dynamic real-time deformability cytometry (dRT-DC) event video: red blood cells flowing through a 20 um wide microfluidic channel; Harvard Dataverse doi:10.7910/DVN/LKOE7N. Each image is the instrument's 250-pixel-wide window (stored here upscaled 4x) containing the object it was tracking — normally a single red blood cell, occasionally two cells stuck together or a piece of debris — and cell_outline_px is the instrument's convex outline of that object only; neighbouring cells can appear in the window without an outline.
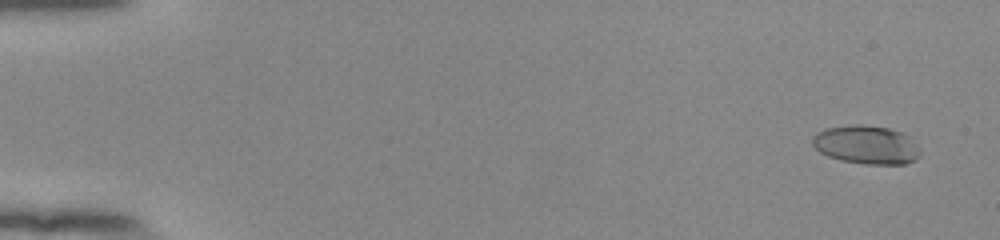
{"species": "human", "species_latin": "Homo sapiens", "temperature_condition": "room temperature", "stored_images_in_passage": 52, "camera_frame_rate_fps": 3000, "um_per_image_px": 0.085, "donor": {"sex": "female"}, "frame": {"image": 1, "passage_image": 4, "time_ms": 1.0, "image_size_px": [1000, 240], "cell_outline_px": [[920, 156], [916, 160], [904, 164], [864, 164], [840, 160], [828, 156], [820, 152], [812, 144], [812, 136], [816, 132], [824, 128], [856, 124], [860, 124], [888, 128], [904, 132], [920, 148]], "centroid_in_image_um": [73.64, 12.3], "position_along_channel_um": 11.4, "area_um2": 24.45}}
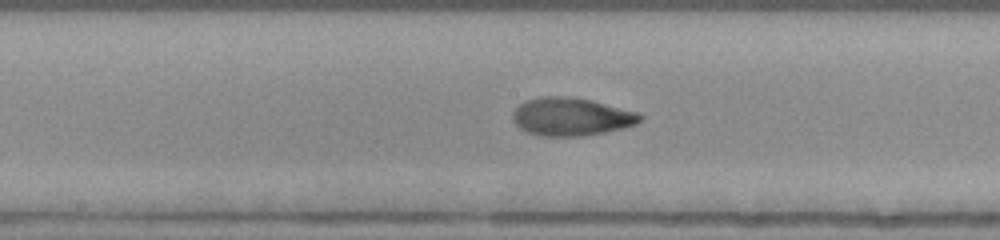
{"frame": {"image": 2, "passage_image": 31, "time_ms": 10.0, "image_size_px": [1000, 240], "cell_outline_px": [[644, 116], [636, 124], [604, 132], [580, 136], [540, 136], [528, 132], [520, 128], [512, 120], [512, 112], [524, 100], [544, 96], [568, 96], [592, 100], [640, 112]], "centroid_in_image_um": [48.55, 9.9], "position_along_channel_um": 199.7, "area_um2": 28.32}}
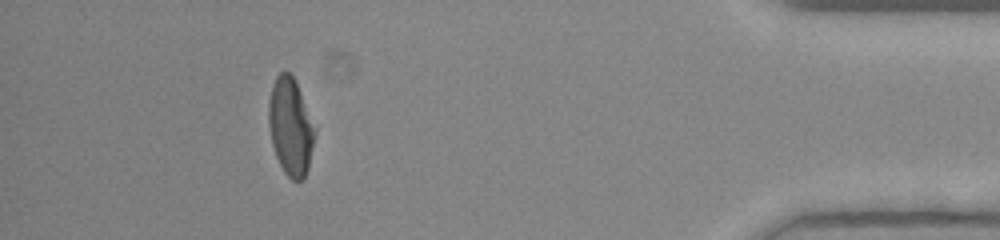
{"frame": {"image": 3, "passage_image": 51, "time_ms": 16.667, "image_size_px": [1000, 240], "cell_outline_px": [[316, 132], [308, 168], [304, 180], [292, 180], [284, 172], [276, 156], [272, 144], [268, 124], [268, 100], [272, 84], [276, 76], [280, 72], [288, 72], [292, 76], [296, 84], [316, 128]], "centroid_in_image_um": [24.68, 10.78], "position_along_channel_um": 410.5, "area_um2": 26.13}}